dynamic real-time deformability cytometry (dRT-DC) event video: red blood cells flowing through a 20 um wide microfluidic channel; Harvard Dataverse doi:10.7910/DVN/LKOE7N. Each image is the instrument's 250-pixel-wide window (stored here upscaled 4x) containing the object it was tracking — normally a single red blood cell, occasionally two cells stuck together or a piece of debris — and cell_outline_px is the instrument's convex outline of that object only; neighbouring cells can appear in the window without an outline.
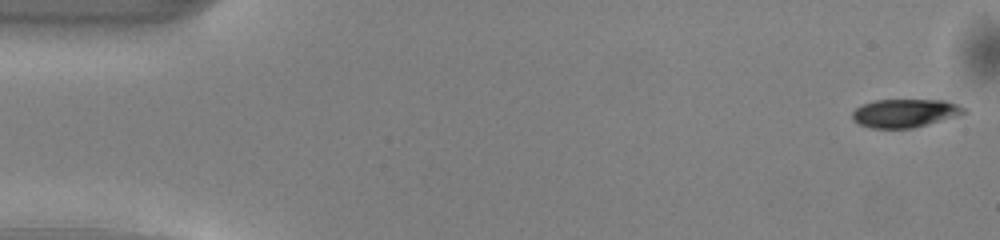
{"species": "common noctule bat (a hibernating species)", "species_latin": "Nyctalus noctula", "temperature_condition": "warm", "stored_images_in_passage": 49, "camera_frame_rate_fps": 3000, "um_per_image_px": 0.085, "animal": {"sex": "male", "body_mass_g": 13.0, "forearm_length_mm": 53.1}, "frame": {"image": 1, "passage_image": 1, "time_ms": 0.0, "image_size_px": [1000, 240], "cell_outline_px": [[968, 112], [956, 116], [912, 128], [872, 128], [860, 124], [852, 120], [852, 112], [856, 108], [864, 104], [876, 100], [944, 100], [956, 104], [964, 108]], "centroid_in_image_um": [76.9, 9.61], "position_along_channel_um": 8.1, "area_um2": 18.21}}
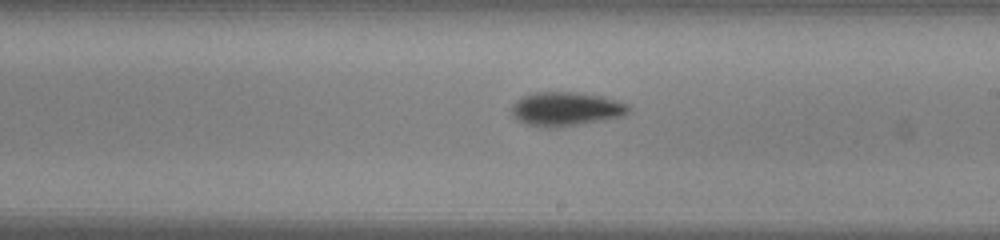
{"frame": {"image": 2, "passage_image": 28, "time_ms": 9.0, "image_size_px": [1000, 240], "cell_outline_px": [[632, 108], [624, 116], [556, 128], [548, 128], [524, 124], [512, 116], [512, 104], [516, 100], [524, 96], [536, 92], [576, 92], [604, 96], [628, 104]], "centroid_in_image_um": [48.11, 9.26], "position_along_channel_um": 240.9, "area_um2": 23.29}}
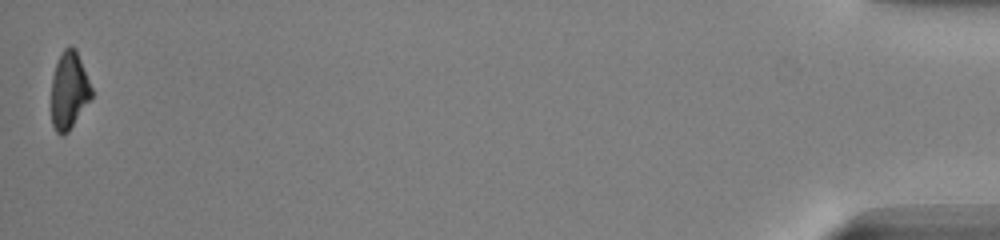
{"frame": {"image": 3, "passage_image": 49, "time_ms": 16.0, "image_size_px": [1000, 240], "cell_outline_px": [[92, 96], [68, 132], [64, 136], [60, 136], [56, 132], [52, 124], [52, 76], [56, 64], [64, 48], [72, 44], [76, 48], [92, 88]], "centroid_in_image_um": [5.87, 7.68], "position_along_channel_um": 429.3, "area_um2": 18.03}, "authors_computed_cell_mechanics": {"area_um2": 20.4034, "velocity_mm_per_s": 4.1358, "shape_relaxation_time_tau1_ms": 2.2364, "shape_relaxation_time_tau2_ms": 7.1332, "deformation_change_tau1": 0.1322, "deformation_change_tau2": 0.1193}}